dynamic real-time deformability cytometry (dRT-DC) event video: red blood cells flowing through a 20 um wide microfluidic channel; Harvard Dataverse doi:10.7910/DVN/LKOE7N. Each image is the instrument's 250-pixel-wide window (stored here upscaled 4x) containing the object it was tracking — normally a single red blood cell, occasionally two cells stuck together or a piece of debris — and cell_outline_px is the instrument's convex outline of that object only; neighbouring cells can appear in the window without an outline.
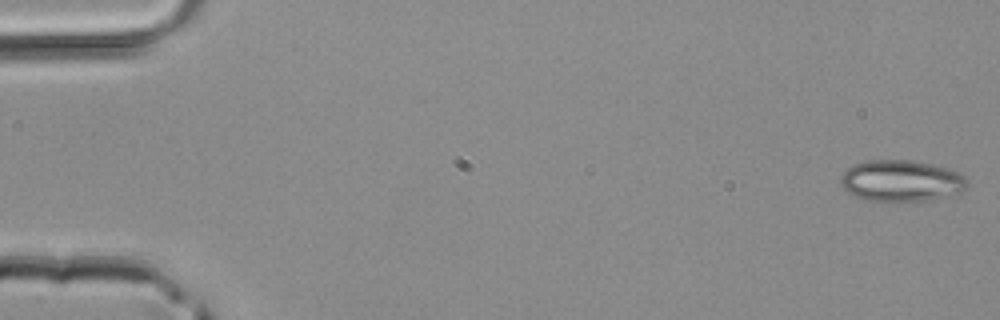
{"species": "common noctule bat (a hibernating species)", "species_latin": "Nyctalus noctula", "temperature_condition": "room temperature", "stored_images_in_passage": 45, "camera_frame_rate_fps": 3000, "um_per_image_px": 0.085, "animal": {"sex": "male", "body_mass_g": 20.4}, "frame": {"image": 1, "passage_image": 1, "time_ms": 0.0, "image_size_px": [1000, 320], "cell_outline_px": [[968, 184], [960, 192], [924, 200], [868, 200], [856, 196], [848, 192], [840, 184], [840, 176], [848, 168], [864, 160], [908, 160], [928, 164], [944, 168], [956, 172], [964, 176], [968, 180]], "centroid_in_image_um": [76.55, 15.35], "position_along_channel_um": 8.4, "area_um2": 29.71}}
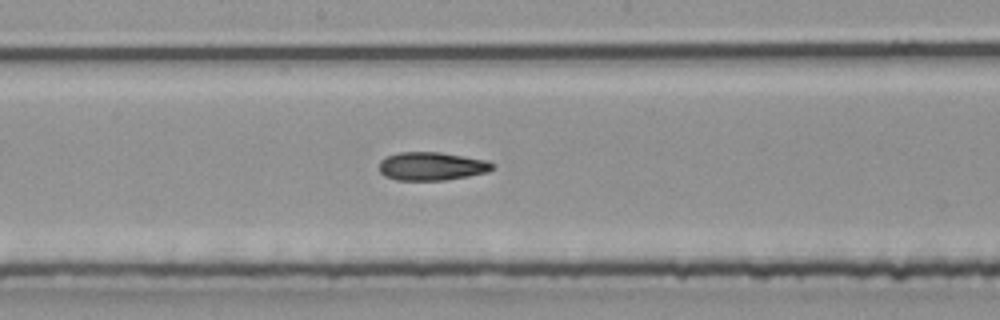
{"frame": {"image": 2, "passage_image": 24, "time_ms": 7.667, "image_size_px": [1000, 320], "cell_outline_px": [[496, 168], [488, 172], [468, 176], [444, 180], [396, 180], [384, 176], [380, 172], [380, 160], [388, 156], [400, 152], [440, 152], [488, 160], [496, 164]], "centroid_in_image_um": [36.74, 14.13], "position_along_channel_um": 211.5, "area_um2": 18.84}}
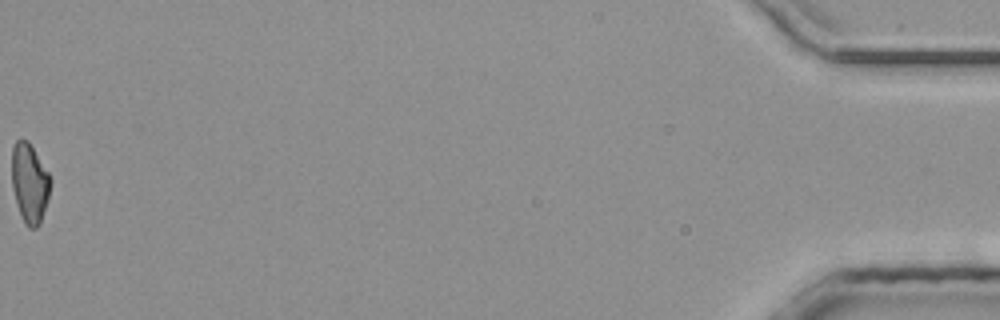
{"frame": {"image": 3, "passage_image": 45, "time_ms": 14.667, "image_size_px": [1000, 320], "cell_outline_px": [[52, 180], [48, 196], [40, 224], [36, 228], [28, 228], [24, 224], [20, 216], [12, 188], [12, 148], [16, 140], [20, 136], [28, 140], [48, 172]], "centroid_in_image_um": [2.5, 15.55], "position_along_channel_um": 432.7, "area_um2": 18.09}}